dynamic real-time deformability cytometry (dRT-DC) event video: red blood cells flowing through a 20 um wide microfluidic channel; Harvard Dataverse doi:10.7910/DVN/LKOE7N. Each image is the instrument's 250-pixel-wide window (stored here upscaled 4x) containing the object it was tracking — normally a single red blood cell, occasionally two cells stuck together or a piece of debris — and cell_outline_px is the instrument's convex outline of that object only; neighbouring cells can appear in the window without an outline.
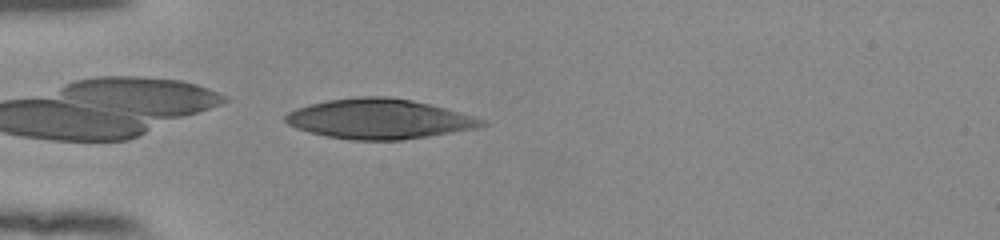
{"species": "human", "species_latin": "Homo sapiens", "temperature_condition": "room temperature", "stored_images_in_passage": 39, "camera_frame_rate_fps": 3000, "um_per_image_px": 0.085, "donor": {"sex": "female"}, "frame": {"image": 1, "passage_image": 2, "time_ms": 0.333, "image_size_px": [1000, 240], "cell_outline_px": [[488, 124], [476, 128], [428, 136], [400, 140], [352, 140], [328, 136], [308, 132], [296, 128], [288, 124], [284, 120], [284, 116], [288, 112], [296, 108], [328, 100], [360, 96], [388, 96], [412, 100], [444, 108], [472, 116], [484, 120]], "centroid_in_image_um": [32.19, 10.11], "position_along_channel_um": 52.8, "area_um2": 45.32}}
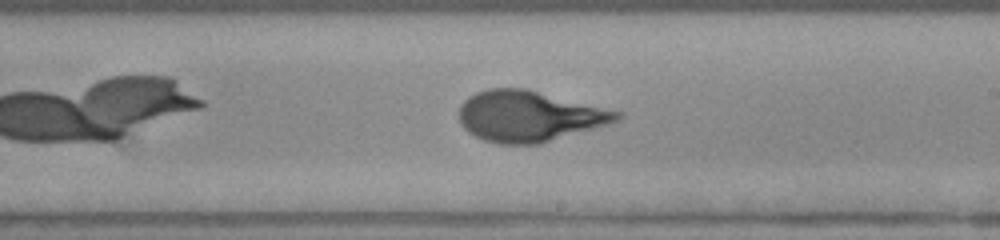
{"frame": {"image": 2, "passage_image": 18, "time_ms": 5.667, "image_size_px": [1000, 240], "cell_outline_px": [[624, 116], [620, 120], [608, 124], [536, 144], [500, 144], [484, 140], [468, 132], [464, 128], [460, 120], [460, 108], [464, 100], [468, 96], [476, 92], [488, 88], [524, 88], [624, 112]], "centroid_in_image_um": [44.99, 9.86], "position_along_channel_um": 244.0, "area_um2": 46.41}}
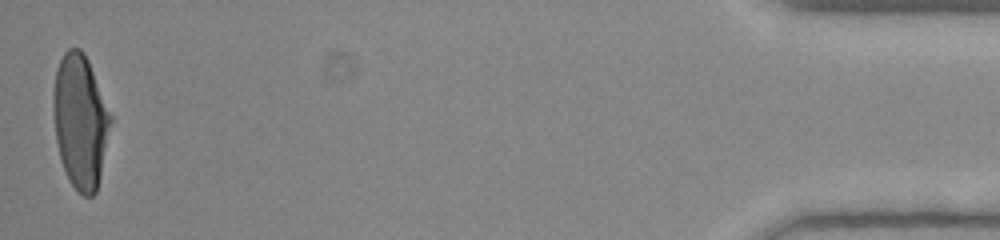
{"frame": {"image": 3, "passage_image": 39, "time_ms": 12.667, "image_size_px": [1000, 240], "cell_outline_px": [[112, 120], [100, 176], [96, 192], [92, 196], [84, 196], [68, 180], [60, 156], [56, 140], [56, 68], [64, 52], [68, 48], [80, 48], [84, 52], [88, 60], [112, 116]], "centroid_in_image_um": [6.88, 10.31], "position_along_channel_um": 428.3, "area_um2": 43.41}, "authors_computed_cell_mechanics": {"area_um2": 45.5464, "velocity_mm_per_s": 3.8376, "shape_relaxation_time_tau1_ms": 4.186, "shape_relaxation_time_tau2_ms": null, "deformation_change_tau1": 0.2307, "deformation_change_tau2": null}}